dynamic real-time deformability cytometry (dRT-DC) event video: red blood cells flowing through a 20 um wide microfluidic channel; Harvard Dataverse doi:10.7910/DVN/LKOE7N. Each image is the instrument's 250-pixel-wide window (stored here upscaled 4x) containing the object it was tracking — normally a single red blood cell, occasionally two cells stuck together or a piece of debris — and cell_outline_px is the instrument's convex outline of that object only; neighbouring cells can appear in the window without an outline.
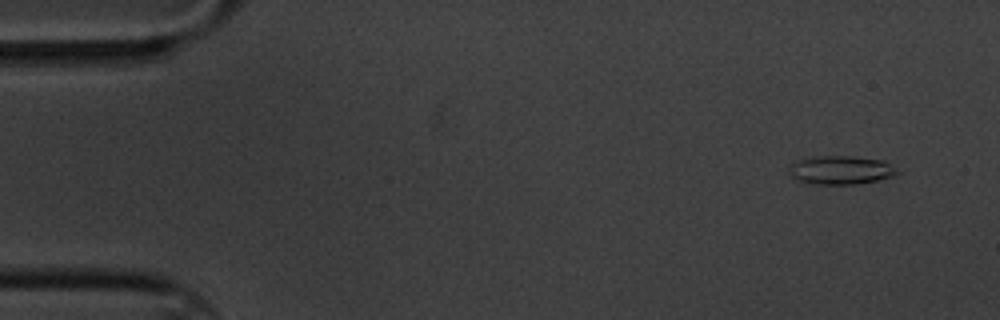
{"species": "common noctule bat (a hibernating species)", "species_latin": "Nyctalus noctula", "temperature_condition": "cold", "stored_images_in_passage": 6, "camera_frame_rate_fps": 3000, "um_per_image_px": 0.085, "animal": {"sex": "male", "body_mass_g": 20.1, "forearm_length_mm": 53.5}, "frame": {"image": 1, "passage_image": 1, "time_ms": 0.0, "image_size_px": [1000, 320], "cell_outline_px": [[896, 172], [892, 176], [876, 180], [856, 184], [812, 184], [800, 180], [792, 176], [788, 172], [788, 164], [792, 160], [812, 156], [856, 156], [884, 160]], "centroid_in_image_um": [71.34, 14.43], "position_along_channel_um": 13.7, "area_um2": 18.03}}
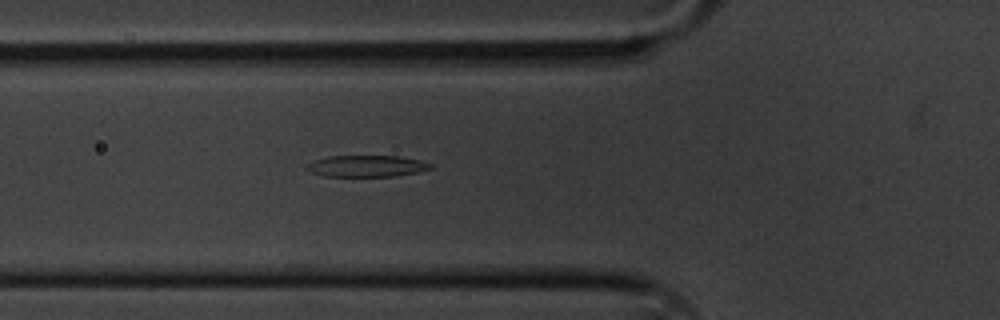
{"frame": {"image": 2, "passage_image": 6, "time_ms": 1.667, "image_size_px": [1000, 320], "cell_outline_px": [[432, 168], [420, 172], [396, 176], [324, 176], [312, 172], [304, 168], [304, 164], [312, 160], [328, 156], [396, 156], [420, 160], [432, 164]], "centroid_in_image_um": [31.12, 14.11], "position_along_channel_um": 94.7, "area_um2": 15.66}}